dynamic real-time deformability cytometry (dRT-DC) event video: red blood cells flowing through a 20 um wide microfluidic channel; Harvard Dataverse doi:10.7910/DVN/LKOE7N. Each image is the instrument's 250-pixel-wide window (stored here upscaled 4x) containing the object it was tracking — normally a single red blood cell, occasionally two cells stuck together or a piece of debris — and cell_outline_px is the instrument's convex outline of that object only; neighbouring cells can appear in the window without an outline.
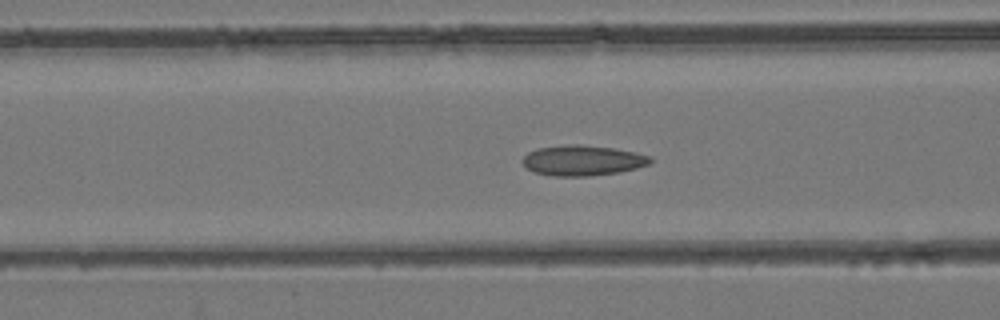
{"species": "common noctule bat (a hibernating species)", "species_latin": "Nyctalus noctula", "temperature_condition": "room temperature", "stored_images_in_passage": 50, "camera_frame_rate_fps": 3000, "um_per_image_px": 0.085, "animal": {"sex": "female", "body_mass_g": 24.6, "forearm_length_mm": 56.2}, "frame": {"image": 1, "passage_image": 21, "time_ms": 6.667, "image_size_px": [1000, 320], "cell_outline_px": [[652, 160], [648, 164], [636, 168], [620, 172], [588, 176], [552, 176], [536, 172], [524, 168], [520, 160], [528, 152], [536, 148], [568, 144], [580, 144], [616, 148], [636, 152], [652, 156]], "centroid_in_image_um": [49.49, 13.63], "position_along_channel_um": 117.1, "area_um2": 22.95}}
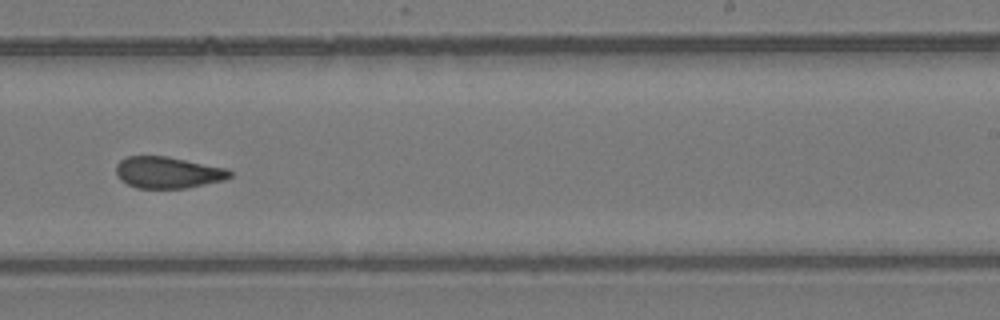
{"frame": {"image": 2, "passage_image": 33, "time_ms": 10.667, "image_size_px": [1000, 320], "cell_outline_px": [[232, 176], [224, 180], [184, 188], [136, 188], [120, 180], [116, 176], [116, 164], [120, 160], [128, 156], [168, 156], [228, 168], [232, 172]], "centroid_in_image_um": [14.26, 14.65], "position_along_channel_um": 274.7, "area_um2": 21.04}}
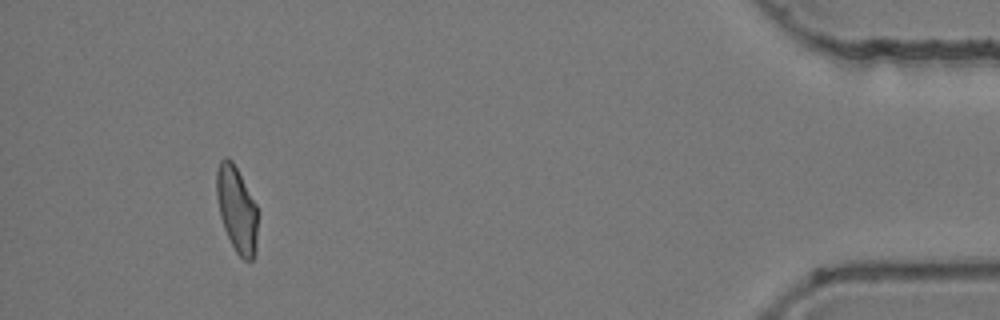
{"frame": {"image": 3, "passage_image": 49, "time_ms": 16.0, "image_size_px": [1000, 320], "cell_outline_px": [[256, 252], [252, 260], [244, 260], [236, 252], [224, 228], [220, 216], [216, 196], [216, 168], [220, 160], [224, 156], [228, 156], [232, 160], [256, 204]], "centroid_in_image_um": [20.09, 17.75], "position_along_channel_um": 415.1, "area_um2": 20.46}}